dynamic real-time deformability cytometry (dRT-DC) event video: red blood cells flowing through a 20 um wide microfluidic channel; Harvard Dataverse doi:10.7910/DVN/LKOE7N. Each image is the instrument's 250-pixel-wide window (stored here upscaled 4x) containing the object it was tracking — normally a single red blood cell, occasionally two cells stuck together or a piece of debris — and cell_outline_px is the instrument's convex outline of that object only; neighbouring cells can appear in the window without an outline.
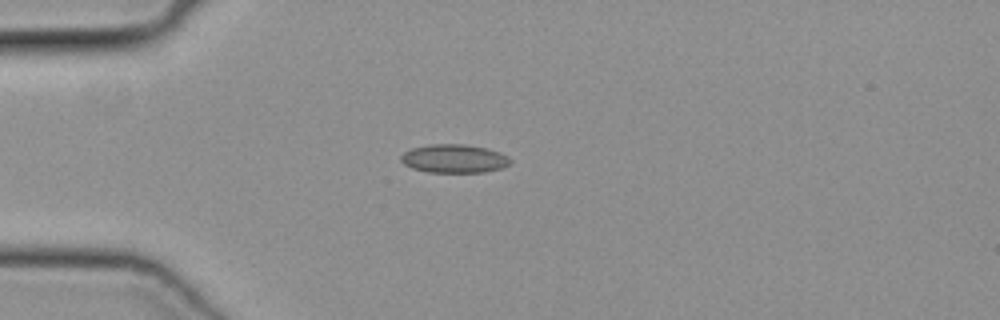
{"species": "common noctule bat (a hibernating species)", "species_latin": "Nyctalus noctula", "temperature_condition": "cold", "stored_images_in_passage": 48, "camera_frame_rate_fps": 3000, "um_per_image_px": 0.085, "animal": {"sex": "female", "body_mass_g": 19.3, "forearm_length_mm": 54.1}, "frame": {"image": 1, "passage_image": 12, "time_ms": 3.667, "image_size_px": [1000, 320], "cell_outline_px": [[512, 160], [508, 164], [500, 168], [484, 172], [428, 172], [412, 168], [404, 164], [400, 160], [400, 156], [404, 152], [412, 148], [432, 144], [464, 144], [484, 148], [500, 152], [508, 156]], "centroid_in_image_um": [38.58, 13.48], "position_along_channel_um": 46.4, "area_um2": 18.03}}
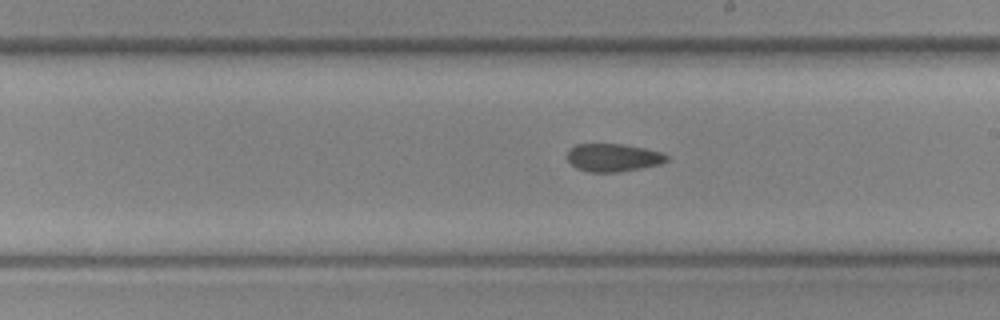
{"frame": {"image": 2, "passage_image": 27, "time_ms": 8.667, "image_size_px": [1000, 320], "cell_outline_px": [[668, 160], [660, 164], [620, 172], [588, 172], [576, 168], [568, 160], [568, 148], [576, 144], [624, 144], [644, 148], [660, 152], [668, 156]], "centroid_in_image_um": [52.1, 13.39], "position_along_channel_um": 236.9, "area_um2": 16.18}}
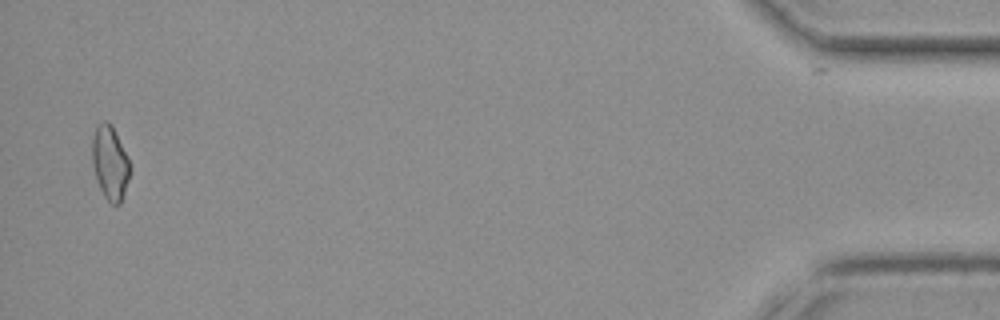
{"frame": {"image": 3, "passage_image": 47, "time_ms": 15.333, "image_size_px": [1000, 320], "cell_outline_px": [[128, 180], [120, 204], [112, 204], [104, 196], [96, 180], [92, 164], [92, 136], [96, 124], [104, 120], [108, 120], [112, 124], [128, 160]], "centroid_in_image_um": [9.3, 13.79], "position_along_channel_um": 425.9, "area_um2": 16.07}}